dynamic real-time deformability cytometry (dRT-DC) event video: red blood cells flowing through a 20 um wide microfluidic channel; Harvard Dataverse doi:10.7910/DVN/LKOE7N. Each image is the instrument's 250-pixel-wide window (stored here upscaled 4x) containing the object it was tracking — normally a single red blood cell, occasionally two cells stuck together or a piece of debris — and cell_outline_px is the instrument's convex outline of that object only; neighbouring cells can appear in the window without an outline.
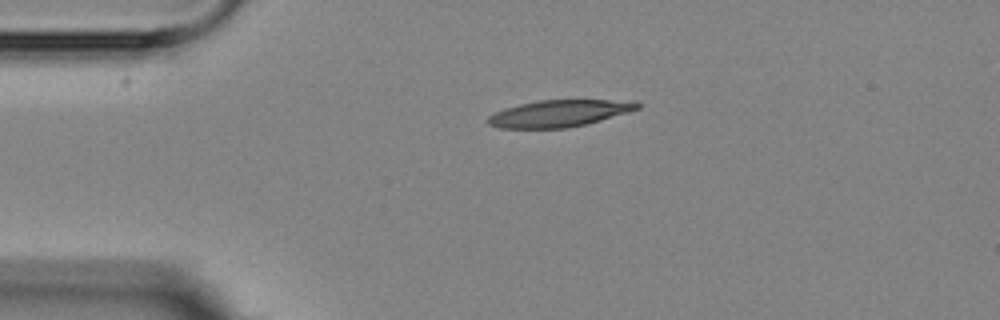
{"species": "Egyptian fruit bat (a non-hibernating species)", "species_latin": "Rousettus aegyptiacus", "temperature_condition": "room temperature", "stored_images_in_passage": 2, "camera_frame_rate_fps": 3000, "um_per_image_px": 0.085, "animal": {"sex": "female"}, "frame": {"image": 1, "passage_image": 1, "time_ms": 0.0, "image_size_px": [1000, 320], "cell_outline_px": [[640, 108], [628, 112], [600, 120], [584, 124], [564, 128], [500, 128], [488, 124], [484, 120], [488, 116], [504, 108], [520, 104], [540, 100], [636, 100], [640, 104]], "centroid_in_image_um": [47.52, 9.63], "position_along_channel_um": 37.5, "area_um2": 23.29}}